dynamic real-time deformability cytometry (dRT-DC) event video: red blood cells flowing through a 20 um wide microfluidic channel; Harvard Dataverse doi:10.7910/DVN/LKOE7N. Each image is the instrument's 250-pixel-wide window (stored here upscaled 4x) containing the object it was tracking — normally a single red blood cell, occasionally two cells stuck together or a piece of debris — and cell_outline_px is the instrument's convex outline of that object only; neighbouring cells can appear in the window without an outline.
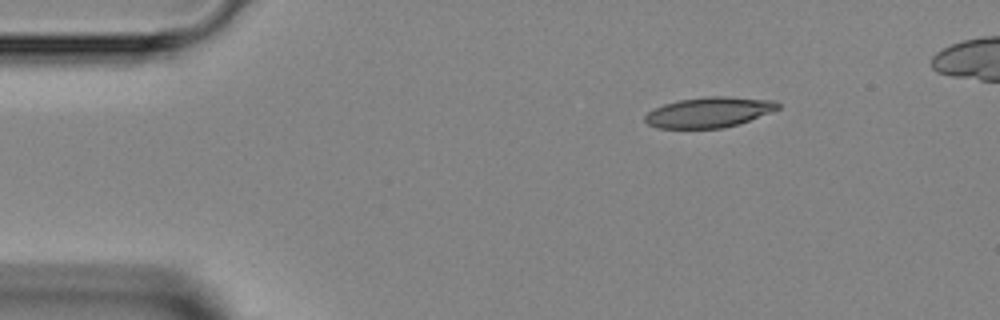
{"species": "Egyptian fruit bat (a non-hibernating species)", "species_latin": "Rousettus aegyptiacus", "temperature_condition": "room temperature", "stored_images_in_passage": 38, "camera_frame_rate_fps": 3000, "um_per_image_px": 0.085, "animal": {"sex": "female"}, "frame": {"image": 1, "passage_image": 1, "time_ms": 0.0, "image_size_px": [1000, 320], "cell_outline_px": [[780, 108], [740, 124], [720, 128], [656, 128], [648, 124], [644, 120], [644, 116], [648, 112], [664, 104], [680, 100], [708, 96], [728, 96], [776, 100], [780, 104]], "centroid_in_image_um": [60.29, 9.54], "position_along_channel_um": 24.7, "area_um2": 23.52}}
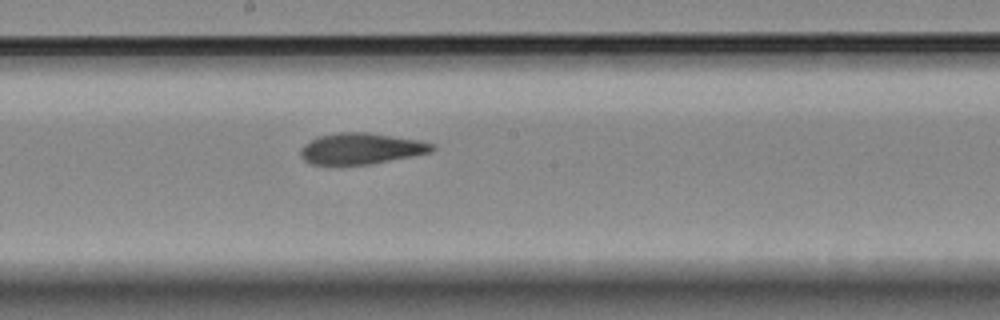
{"frame": {"image": 2, "passage_image": 19, "time_ms": 6.0, "image_size_px": [1000, 320], "cell_outline_px": [[436, 148], [432, 152], [412, 156], [368, 164], [312, 164], [304, 160], [300, 156], [300, 148], [304, 144], [316, 136], [336, 132], [368, 132], [420, 140], [436, 144]], "centroid_in_image_um": [30.69, 12.61], "position_along_channel_um": 217.5, "area_um2": 23.99}}
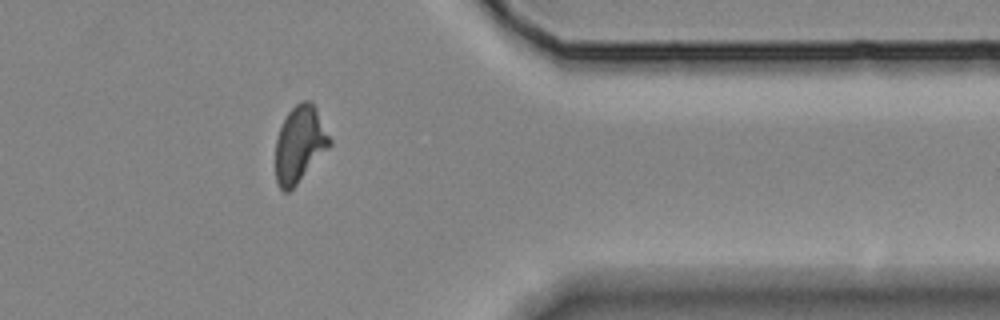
{"frame": {"image": 3, "passage_image": 32, "time_ms": 10.333, "image_size_px": [1000, 320], "cell_outline_px": [[332, 144], [296, 184], [288, 192], [284, 192], [276, 184], [276, 140], [280, 128], [288, 112], [300, 100], [312, 100], [332, 140]], "centroid_in_image_um": [25.48, 12.23], "position_along_channel_um": 385.9, "area_um2": 23.93}}